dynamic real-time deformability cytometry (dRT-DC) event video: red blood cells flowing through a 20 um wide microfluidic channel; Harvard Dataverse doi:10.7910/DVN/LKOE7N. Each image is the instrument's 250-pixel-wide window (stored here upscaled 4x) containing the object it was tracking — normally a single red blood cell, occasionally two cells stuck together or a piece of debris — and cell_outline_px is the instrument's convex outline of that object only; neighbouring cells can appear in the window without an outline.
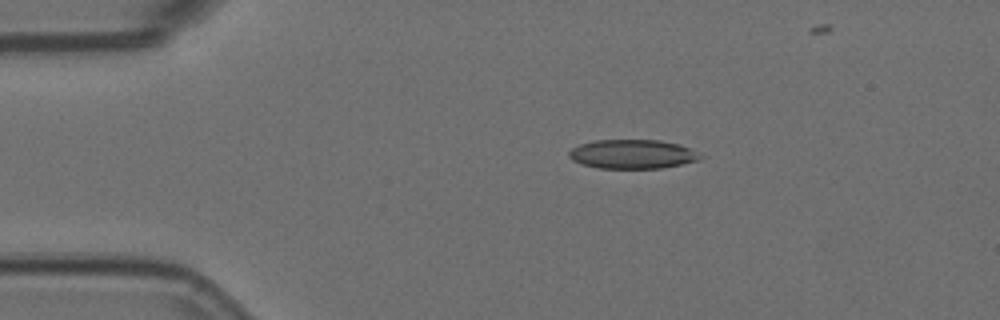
{"species": "Egyptian fruit bat (a non-hibernating species)", "species_latin": "Rousettus aegyptiacus", "temperature_condition": "room temperature", "stored_images_in_passage": 7, "camera_frame_rate_fps": 3000, "um_per_image_px": 0.085, "animal": {"sex": "female"}, "frame": {"image": 1, "passage_image": 2, "time_ms": 0.333, "image_size_px": [1000, 320], "cell_outline_px": [[704, 156], [700, 160], [660, 168], [600, 168], [584, 164], [572, 160], [568, 156], [568, 152], [572, 148], [580, 144], [592, 140], [660, 140], [680, 144]], "centroid_in_image_um": [53.75, 13.09], "position_along_channel_um": 31.2, "area_um2": 22.2}}
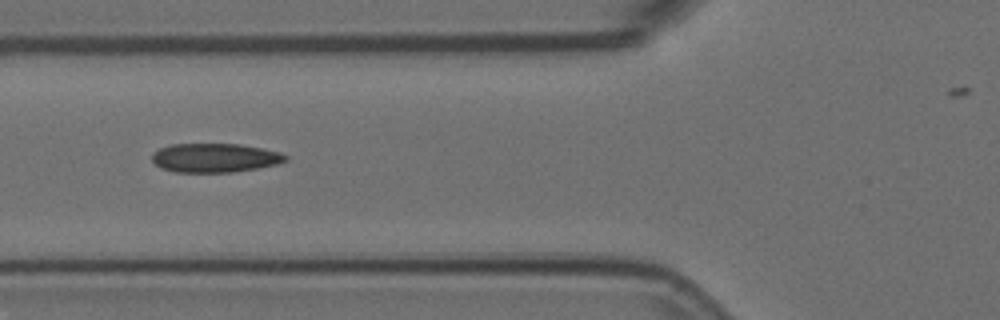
{"frame": {"image": 2, "passage_image": 5, "time_ms": 1.333, "image_size_px": [1000, 320], "cell_outline_px": [[288, 160], [276, 164], [256, 168], [232, 172], [176, 172], [160, 168], [152, 160], [152, 152], [160, 148], [172, 144], [240, 144], [264, 148], [280, 152], [288, 156]], "centroid_in_image_um": [18.26, 13.41], "position_along_channel_um": 107.5, "area_um2": 22.6}}
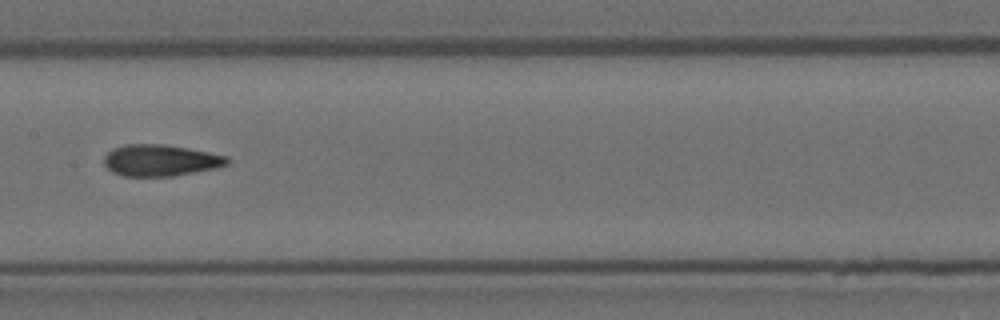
{"frame": {"image": 3, "passage_image": 7, "time_ms": 2.0, "image_size_px": [1000, 320], "cell_outline_px": [[232, 160], [228, 164], [216, 168], [172, 176], [120, 176], [112, 172], [104, 164], [104, 156], [112, 148], [124, 144], [164, 144], [188, 148], [228, 156]], "centroid_in_image_um": [13.63, 13.62], "position_along_channel_um": 193.8, "area_um2": 22.77}}